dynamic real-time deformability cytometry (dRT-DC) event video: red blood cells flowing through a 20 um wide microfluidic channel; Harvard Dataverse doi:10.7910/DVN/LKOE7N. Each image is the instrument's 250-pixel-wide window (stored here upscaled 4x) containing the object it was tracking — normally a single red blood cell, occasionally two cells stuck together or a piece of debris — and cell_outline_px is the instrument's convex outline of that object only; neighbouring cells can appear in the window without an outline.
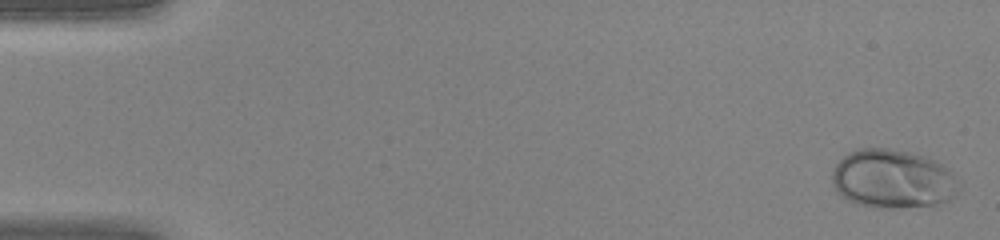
{"species": "human", "species_latin": "Homo sapiens", "temperature_condition": "warm", "stored_images_in_passage": 44, "camera_frame_rate_fps": 3000, "um_per_image_px": 0.085, "donor": {"sex": "female"}, "frame": {"image": 1, "passage_image": 1, "time_ms": 0.0, "image_size_px": [1000, 240], "cell_outline_px": [[960, 188], [948, 200], [936, 204], [896, 208], [876, 208], [856, 204], [848, 200], [836, 192], [832, 184], [832, 172], [836, 164], [848, 152], [860, 148], [888, 148], [908, 152], [924, 156], [936, 160], [948, 168], [952, 172], [960, 184]], "centroid_in_image_um": [75.87, 15.21], "position_along_channel_um": 9.1, "area_um2": 43.7}}
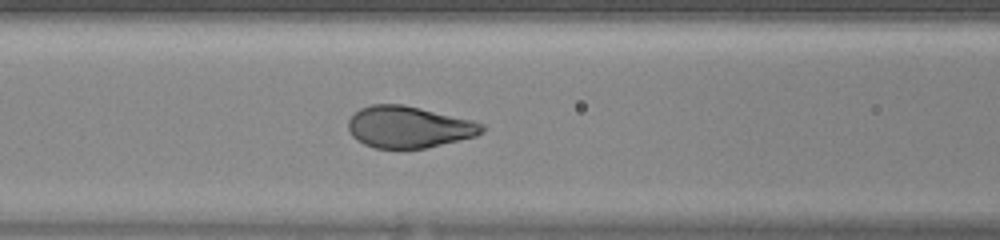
{"frame": {"image": 2, "passage_image": 19, "time_ms": 6.0, "image_size_px": [1000, 240], "cell_outline_px": [[484, 132], [476, 136], [424, 148], [376, 148], [364, 144], [356, 140], [348, 132], [348, 120], [360, 108], [372, 104], [404, 104], [472, 120], [484, 124]], "centroid_in_image_um": [34.73, 10.79], "position_along_channel_um": 131.9, "area_um2": 32.43}}
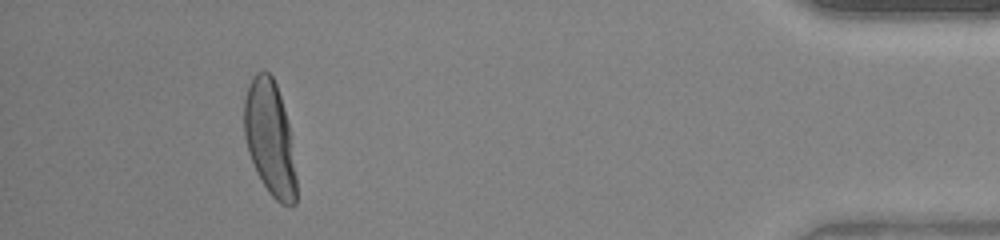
{"frame": {"image": 3, "passage_image": 41, "time_ms": 13.333, "image_size_px": [1000, 240], "cell_outline_px": [[296, 204], [292, 208], [288, 208], [280, 204], [268, 192], [256, 172], [248, 152], [244, 136], [244, 100], [248, 84], [252, 76], [256, 72], [264, 68], [272, 76], [276, 84], [280, 96], [288, 124], [296, 176]], "centroid_in_image_um": [22.92, 11.77], "position_along_channel_um": 412.3, "area_um2": 35.08}}